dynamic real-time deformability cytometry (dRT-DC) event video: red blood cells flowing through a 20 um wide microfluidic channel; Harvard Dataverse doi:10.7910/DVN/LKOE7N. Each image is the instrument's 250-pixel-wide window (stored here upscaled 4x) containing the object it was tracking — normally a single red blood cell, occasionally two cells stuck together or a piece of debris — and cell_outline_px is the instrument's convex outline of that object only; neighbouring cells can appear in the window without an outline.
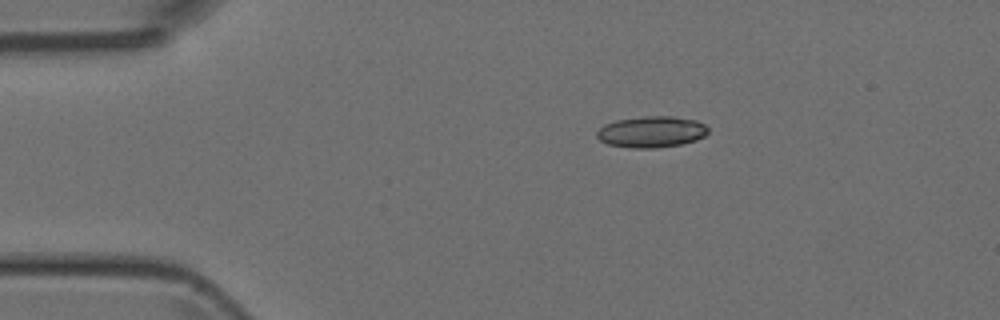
{"species": "Egyptian fruit bat (a non-hibernating species)", "species_latin": "Rousettus aegyptiacus", "temperature_condition": "room temperature", "stored_images_in_passage": 4, "camera_frame_rate_fps": 3000, "um_per_image_px": 0.085, "animal": {"sex": "female"}, "frame": {"image": 1, "passage_image": 4, "time_ms": 4.333, "image_size_px": [1000, 320], "cell_outline_px": [[708, 132], [704, 136], [696, 140], [680, 144], [656, 148], [632, 148], [608, 144], [600, 140], [596, 136], [596, 132], [604, 124], [616, 120], [644, 116], [672, 116], [696, 120], [704, 124], [708, 128]], "centroid_in_image_um": [55.37, 11.2], "position_along_channel_um": 29.6, "area_um2": 20.29}}